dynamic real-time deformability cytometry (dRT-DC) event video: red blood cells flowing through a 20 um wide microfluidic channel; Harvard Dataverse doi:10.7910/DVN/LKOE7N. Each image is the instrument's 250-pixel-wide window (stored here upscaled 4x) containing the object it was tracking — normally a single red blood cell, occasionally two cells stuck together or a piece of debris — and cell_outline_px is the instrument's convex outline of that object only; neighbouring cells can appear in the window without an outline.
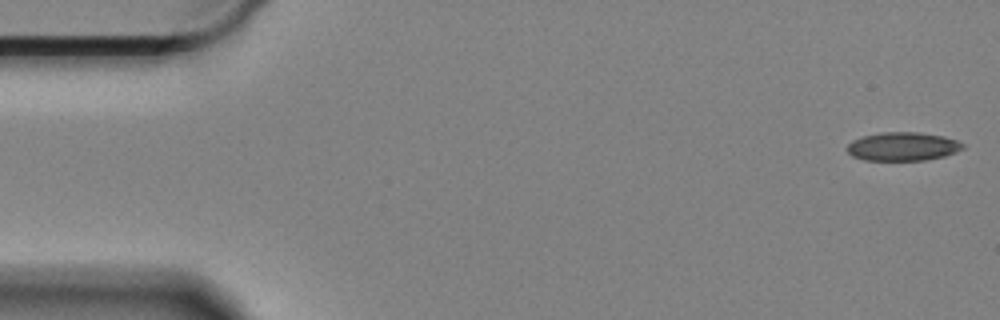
{"species": "Egyptian fruit bat (a non-hibernating species)", "species_latin": "Rousettus aegyptiacus", "temperature_condition": "cold", "stored_images_in_passage": 59, "camera_frame_rate_fps": 3000, "um_per_image_px": 0.085, "animal": {"sex": "female"}, "frame": {"image": 1, "passage_image": 1, "time_ms": 0.0, "image_size_px": [1000, 320], "cell_outline_px": [[964, 148], [956, 152], [944, 156], [924, 160], [864, 160], [852, 156], [844, 148], [852, 140], [864, 136], [880, 132], [920, 132], [944, 136], [956, 140], [964, 144]], "centroid_in_image_um": [76.72, 12.45], "position_along_channel_um": 8.3, "area_um2": 19.36}}
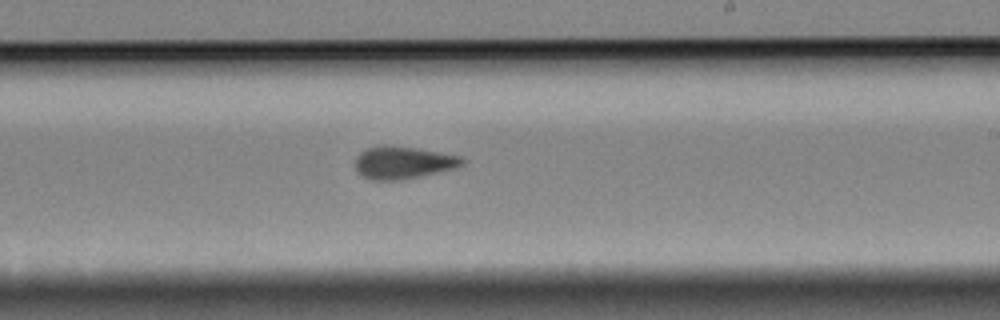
{"frame": {"image": 2, "passage_image": 34, "time_ms": 11.0, "image_size_px": [1000, 320], "cell_outline_px": [[464, 160], [456, 168], [400, 180], [372, 180], [356, 172], [356, 156], [360, 152], [368, 148], [384, 144], [416, 148], [460, 156]], "centroid_in_image_um": [34.21, 13.81], "position_along_channel_um": 254.8, "area_um2": 20.0}}
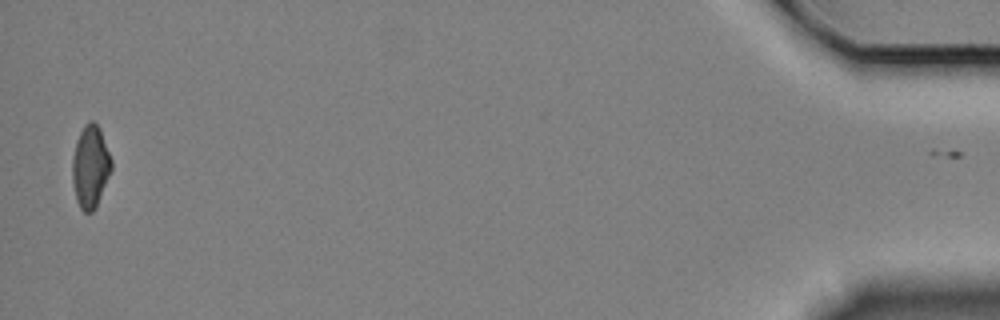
{"frame": {"image": 3, "passage_image": 58, "time_ms": 19.0, "image_size_px": [1000, 320], "cell_outline_px": [[112, 168], [96, 208], [92, 212], [84, 212], [80, 208], [76, 200], [72, 180], [72, 160], [76, 140], [84, 124], [88, 120], [92, 120], [100, 128], [112, 160]], "centroid_in_image_um": [7.68, 14.15], "position_along_channel_um": 427.5, "area_um2": 18.9}, "authors_computed_cell_mechanics": {"area_um2": 19.7676, "velocity_mm_per_s": 3.3191, "shape_relaxation_time_tau1_ms": 8.8466, "shape_relaxation_time_tau2_ms": 2.4856, "deformation_change_tau1": 0.1503, "deformation_change_tau2": 0.081}}